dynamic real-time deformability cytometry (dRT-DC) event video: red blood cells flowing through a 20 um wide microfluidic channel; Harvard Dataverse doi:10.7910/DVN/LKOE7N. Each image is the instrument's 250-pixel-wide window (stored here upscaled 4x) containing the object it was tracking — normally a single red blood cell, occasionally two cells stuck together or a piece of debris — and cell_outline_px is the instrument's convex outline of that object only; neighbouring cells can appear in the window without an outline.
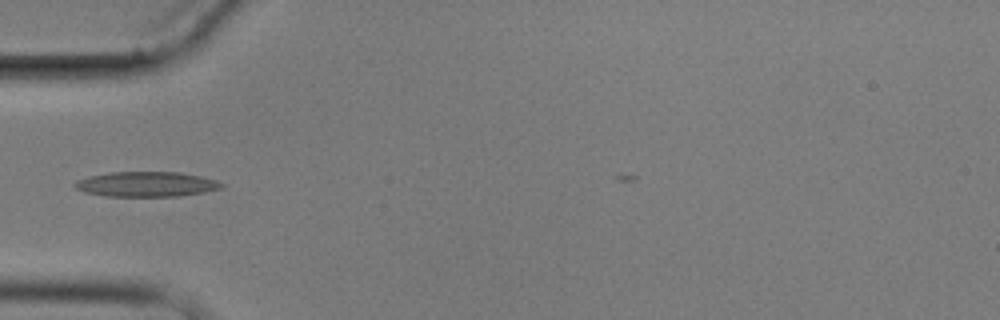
{"species": "common noctule bat (a hibernating species)", "species_latin": "Nyctalus noctula", "temperature_condition": "cold", "stored_images_in_passage": 11, "camera_frame_rate_fps": 3000, "um_per_image_px": 0.085, "animal": {"sex": "male", "body_mass_g": 17.9}, "frame": {"image": 1, "passage_image": 2, "time_ms": 3.333, "image_size_px": [1000, 320], "cell_outline_px": [[224, 184], [220, 188], [204, 192], [176, 196], [108, 196], [84, 192], [76, 188], [72, 184], [76, 180], [88, 176], [108, 172], [176, 172], [200, 176], [216, 180]], "centroid_in_image_um": [12.39, 15.65], "position_along_channel_um": 72.6, "area_um2": 21.27}}
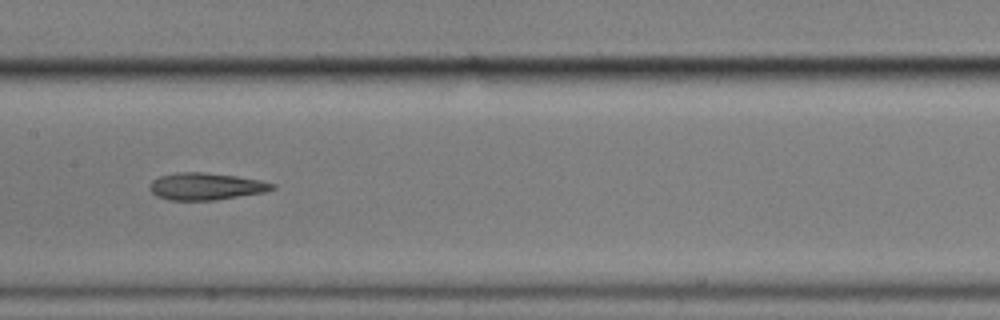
{"frame": {"image": 2, "passage_image": 5, "time_ms": 6.667, "image_size_px": [1000, 320], "cell_outline_px": [[276, 188], [264, 192], [216, 200], [168, 200], [156, 196], [148, 188], [148, 184], [152, 180], [160, 176], [176, 172], [204, 172], [236, 176], [260, 180], [276, 184]], "centroid_in_image_um": [17.47, 15.84], "position_along_channel_um": 189.9, "area_um2": 19.48}}
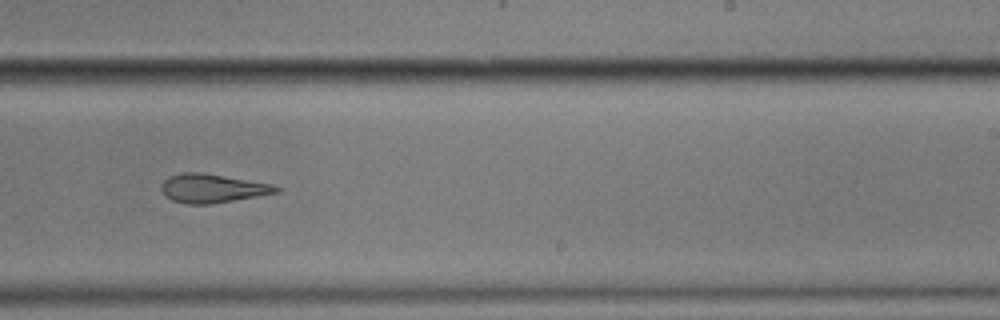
{"frame": {"image": 3, "passage_image": 7, "time_ms": 9.0, "image_size_px": [1000, 320], "cell_outline_px": [[280, 192], [212, 204], [184, 204], [172, 200], [164, 196], [160, 188], [160, 184], [168, 176], [184, 172], [200, 172], [272, 184], [280, 188]], "centroid_in_image_um": [18.0, 16.01], "position_along_channel_um": 271.0, "area_um2": 19.31}, "authors_computed_cell_mechanics": {"area_um2": 19.652, "velocity_mm_per_s": 3.4994, "shape_relaxation_time_tau1_ms": null, "shape_relaxation_time_tau2_ms": 4.0861, "deformation_change_tau1": null, "deformation_change_tau2": 0.1435}}